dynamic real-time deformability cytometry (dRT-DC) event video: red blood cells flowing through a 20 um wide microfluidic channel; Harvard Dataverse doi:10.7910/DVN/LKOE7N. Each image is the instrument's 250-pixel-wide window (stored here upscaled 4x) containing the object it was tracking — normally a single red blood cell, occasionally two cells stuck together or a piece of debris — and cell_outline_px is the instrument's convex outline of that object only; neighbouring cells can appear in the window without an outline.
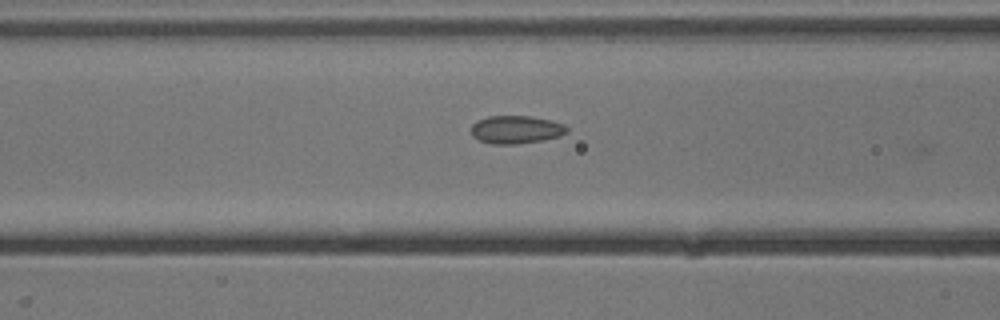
{"species": "common noctule bat (a hibernating species)", "species_latin": "Nyctalus noctula", "temperature_condition": "cold", "stored_images_in_passage": 25, "camera_frame_rate_fps": 3000, "um_per_image_px": 0.085, "animal": {"sex": "male", "body_mass_g": 13.3}, "frame": {"image": 1, "passage_image": 3, "time_ms": 0.667, "image_size_px": [1000, 320], "cell_outline_px": [[568, 132], [560, 136], [544, 140], [516, 144], [492, 144], [480, 140], [472, 136], [472, 124], [476, 120], [488, 116], [532, 116], [552, 120], [564, 124], [568, 128]], "centroid_in_image_um": [43.88, 11.01], "position_along_channel_um": 122.7, "area_um2": 15.78}}
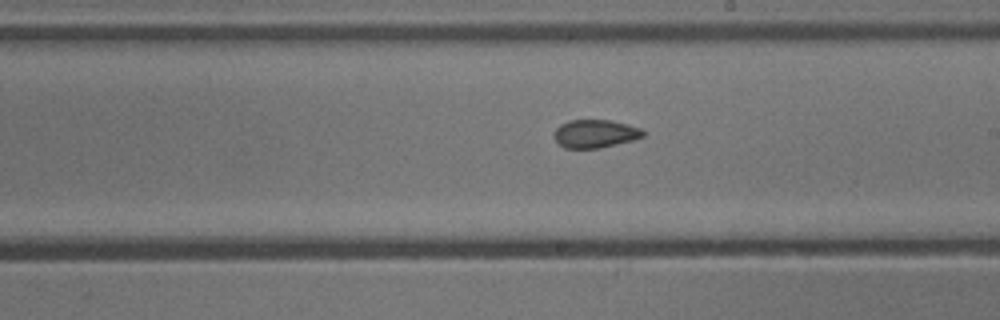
{"frame": {"image": 2, "passage_image": 12, "time_ms": 3.667, "image_size_px": [1000, 320], "cell_outline_px": [[644, 136], [632, 140], [600, 148], [564, 148], [556, 140], [556, 128], [560, 124], [568, 120], [608, 120], [628, 124], [640, 128], [644, 132]], "centroid_in_image_um": [50.6, 11.36], "position_along_channel_um": 238.4, "area_um2": 14.39}}
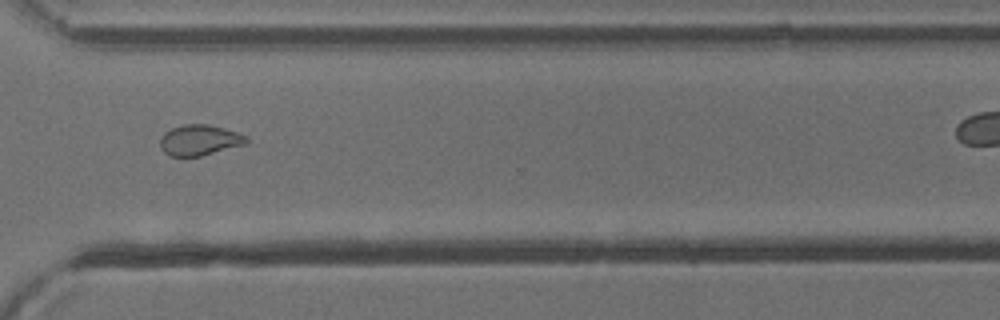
{"frame": {"image": 3, "passage_image": 21, "time_ms": 6.667, "image_size_px": [1000, 320], "cell_outline_px": [[248, 140], [244, 144], [200, 156], [168, 156], [160, 148], [160, 136], [164, 132], [172, 128], [184, 124], [208, 124], [236, 132], [248, 136]], "centroid_in_image_um": [16.91, 11.9], "position_along_channel_um": 353.7, "area_um2": 15.32}}